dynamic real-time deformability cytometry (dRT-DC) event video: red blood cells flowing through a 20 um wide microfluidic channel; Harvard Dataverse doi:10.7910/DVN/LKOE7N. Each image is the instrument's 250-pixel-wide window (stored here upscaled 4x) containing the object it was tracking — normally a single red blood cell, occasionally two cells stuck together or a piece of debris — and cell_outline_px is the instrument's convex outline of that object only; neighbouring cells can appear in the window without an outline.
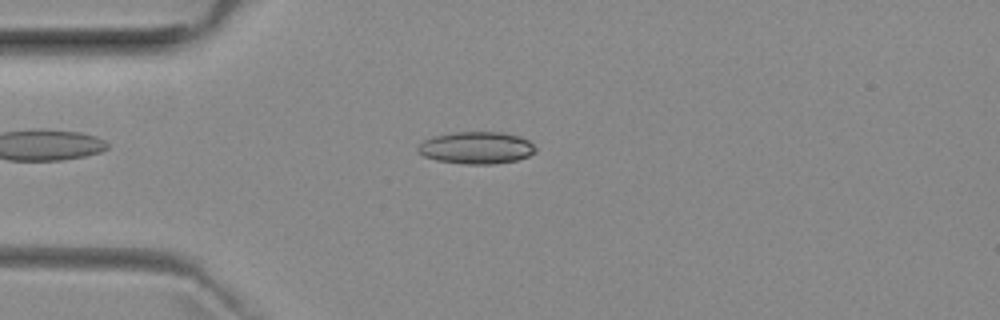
{"species": "common noctule bat (a hibernating species)", "species_latin": "Nyctalus noctula", "temperature_condition": "room temperature", "stored_images_in_passage": 47, "camera_frame_rate_fps": 3000, "um_per_image_px": 0.085, "animal": {"sex": "female", "body_mass_g": 29.2, "forearm_length_mm": 56.3}, "frame": {"image": 1, "passage_image": 8, "time_ms": 2.333, "image_size_px": [1000, 320], "cell_outline_px": [[536, 152], [528, 156], [516, 160], [492, 164], [464, 164], [436, 160], [424, 156], [416, 148], [424, 140], [432, 136], [456, 132], [500, 132], [520, 136], [528, 140], [536, 148]], "centroid_in_image_um": [40.5, 12.56], "position_along_channel_um": 44.5, "area_um2": 21.96}}
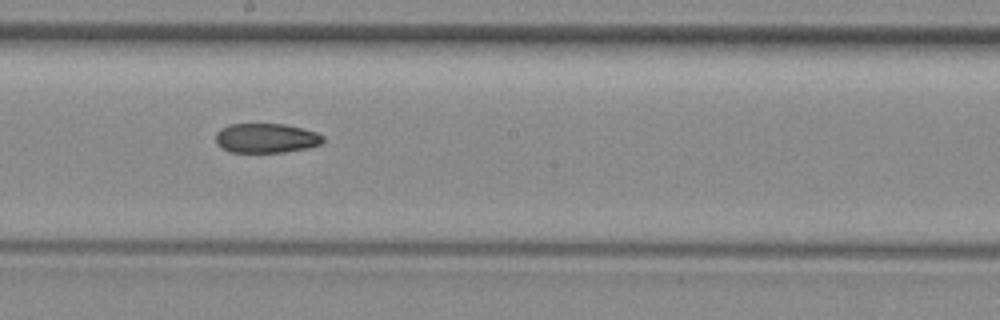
{"frame": {"image": 2, "passage_image": 23, "time_ms": 7.333, "image_size_px": [1000, 320], "cell_outline_px": [[324, 140], [320, 144], [308, 148], [284, 152], [228, 152], [220, 148], [216, 144], [216, 132], [220, 128], [228, 124], [284, 124], [316, 132], [324, 136]], "centroid_in_image_um": [22.58, 11.74], "position_along_channel_um": 225.6, "area_um2": 18.61}}
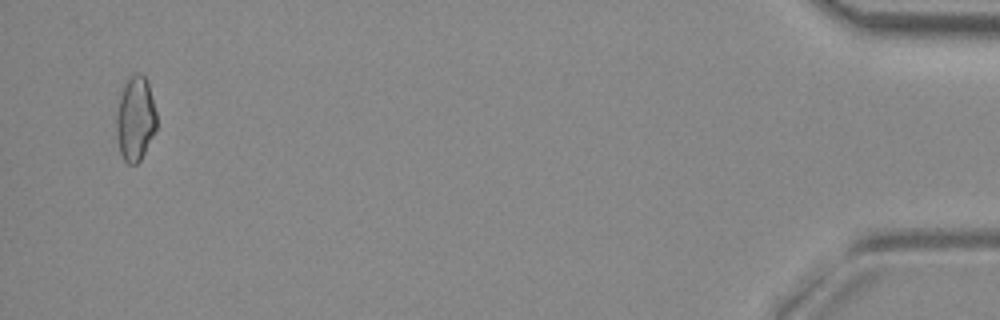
{"frame": {"image": 3, "passage_image": 45, "time_ms": 14.667, "image_size_px": [1000, 320], "cell_outline_px": [[156, 128], [140, 160], [136, 164], [128, 164], [124, 160], [120, 152], [116, 132], [116, 120], [120, 96], [124, 84], [128, 76], [136, 72], [140, 72], [144, 76], [148, 84], [156, 112]], "centroid_in_image_um": [11.49, 10.06], "position_along_channel_um": 423.7, "area_um2": 19.59}, "authors_computed_cell_mechanics": {"area_um2": 19.5942, "velocity_mm_per_s": 3.9738, "shape_relaxation_time_tau1_ms": null, "shape_relaxation_time_tau2_ms": 6.5857, "deformation_change_tau1": null, "deformation_change_tau2": 0.1295}}